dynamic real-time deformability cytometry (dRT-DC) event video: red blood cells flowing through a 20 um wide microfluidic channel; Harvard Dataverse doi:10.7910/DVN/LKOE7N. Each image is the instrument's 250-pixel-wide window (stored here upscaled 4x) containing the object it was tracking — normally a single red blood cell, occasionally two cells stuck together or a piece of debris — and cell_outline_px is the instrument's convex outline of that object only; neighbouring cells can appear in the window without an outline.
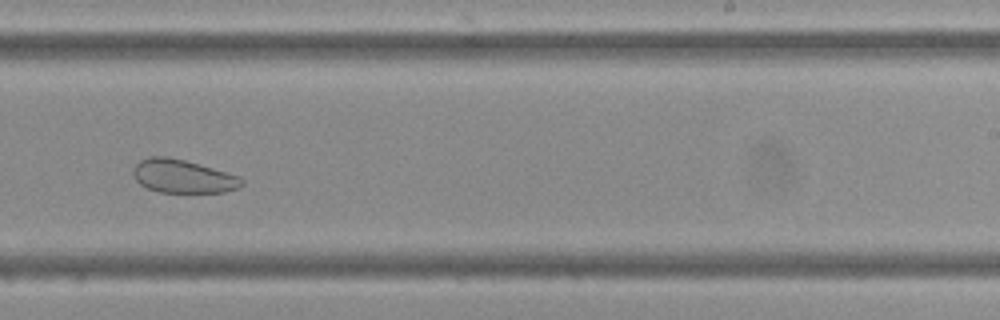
{"species": "Egyptian fruit bat (a non-hibernating species)", "species_latin": "Rousettus aegyptiacus", "temperature_condition": "cold", "stored_images_in_passage": 33, "camera_frame_rate_fps": 3000, "um_per_image_px": 0.085, "frame": {"image": 1, "passage_image": 15, "time_ms": 4.667, "image_size_px": [1000, 320], "cell_outline_px": [[244, 184], [236, 188], [224, 192], [160, 192], [148, 188], [140, 184], [136, 180], [132, 172], [132, 168], [140, 160], [148, 156], [168, 156], [200, 164], [240, 176], [244, 180]], "centroid_in_image_um": [15.53, 14.97], "position_along_channel_um": 273.5, "area_um2": 21.15}}